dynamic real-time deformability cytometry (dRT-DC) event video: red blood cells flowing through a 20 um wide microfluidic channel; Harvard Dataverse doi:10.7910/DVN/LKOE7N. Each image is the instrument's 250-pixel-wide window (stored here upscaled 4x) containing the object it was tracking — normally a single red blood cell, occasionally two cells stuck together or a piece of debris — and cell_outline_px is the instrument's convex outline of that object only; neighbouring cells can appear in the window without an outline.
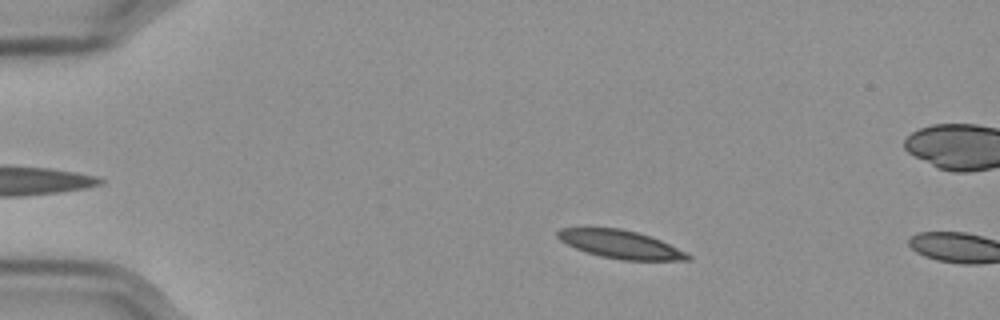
{"species": "Egyptian fruit bat (a non-hibernating species)", "species_latin": "Rousettus aegyptiacus", "temperature_condition": "cold", "stored_images_in_passage": 47, "camera_frame_rate_fps": 3000, "um_per_image_px": 0.085, "frame": {"image": 1, "passage_image": 9, "time_ms": 2.667, "image_size_px": [1000, 320], "cell_outline_px": [[692, 260], [620, 260], [600, 256], [576, 248], [560, 240], [556, 236], [556, 232], [560, 228], [588, 224], [620, 228], [636, 232], [660, 240], [688, 252], [692, 256]], "centroid_in_image_um": [52.67, 20.72], "position_along_channel_um": 32.3, "area_um2": 22.08}}
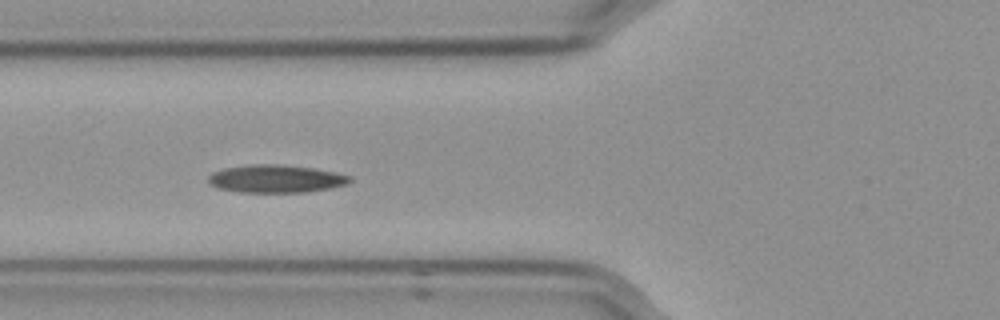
{"frame": {"image": 2, "passage_image": 20, "time_ms": 6.333, "image_size_px": [1000, 320], "cell_outline_px": [[352, 180], [348, 184], [332, 188], [308, 192], [240, 192], [216, 188], [208, 180], [208, 176], [212, 172], [224, 168], [252, 164], [276, 164], [312, 168], [352, 176]], "centroid_in_image_um": [23.45, 15.2], "position_along_channel_um": 102.3, "area_um2": 22.95}}
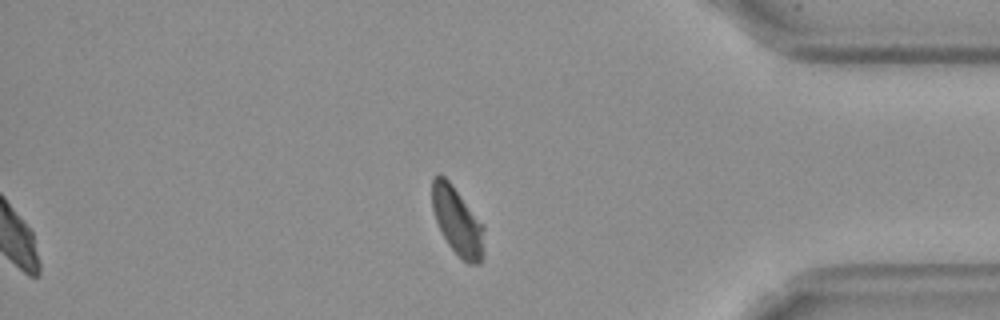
{"frame": {"image": 3, "passage_image": 47, "time_ms": 15.333, "image_size_px": [1000, 320], "cell_outline_px": [[484, 256], [480, 264], [468, 264], [448, 244], [436, 220], [432, 208], [432, 180], [436, 176], [444, 176], [448, 180], [484, 224]], "centroid_in_image_um": [38.92, 18.83], "position_along_channel_um": 396.3, "area_um2": 20.4}, "authors_computed_cell_mechanics": {"area_um2": 22.0796, "velocity_mm_per_s": 3.5423, "shape_relaxation_time_tau1_ms": 9.0676, "shape_relaxation_time_tau2_ms": 2.4945, "deformation_change_tau1": 0.195, "deformation_change_tau2": 0.0697}}